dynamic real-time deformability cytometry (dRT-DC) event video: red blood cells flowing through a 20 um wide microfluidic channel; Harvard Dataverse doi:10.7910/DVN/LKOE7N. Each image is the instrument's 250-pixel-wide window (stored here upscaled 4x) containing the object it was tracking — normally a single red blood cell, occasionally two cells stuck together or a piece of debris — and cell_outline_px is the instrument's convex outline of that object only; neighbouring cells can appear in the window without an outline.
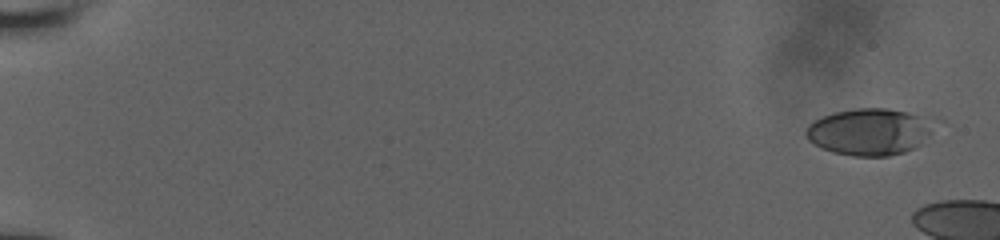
{"species": "human", "species_latin": "Homo sapiens", "temperature_condition": "room temperature", "stored_images_in_passage": 7, "camera_frame_rate_fps": 3000, "um_per_image_px": 0.085, "donor": {"sex": "male"}, "frame": {"image": 1, "passage_image": 1, "time_ms": 0.0, "image_size_px": [1000, 240], "cell_outline_px": [[944, 120], [920, 144], [904, 152], [888, 156], [852, 156], [832, 152], [820, 148], [808, 140], [804, 136], [804, 132], [808, 124], [824, 116], [836, 112], [856, 108], [888, 108], [908, 112]], "centroid_in_image_um": [73.99, 11.18], "position_along_channel_um": 11.0, "area_um2": 35.72}}